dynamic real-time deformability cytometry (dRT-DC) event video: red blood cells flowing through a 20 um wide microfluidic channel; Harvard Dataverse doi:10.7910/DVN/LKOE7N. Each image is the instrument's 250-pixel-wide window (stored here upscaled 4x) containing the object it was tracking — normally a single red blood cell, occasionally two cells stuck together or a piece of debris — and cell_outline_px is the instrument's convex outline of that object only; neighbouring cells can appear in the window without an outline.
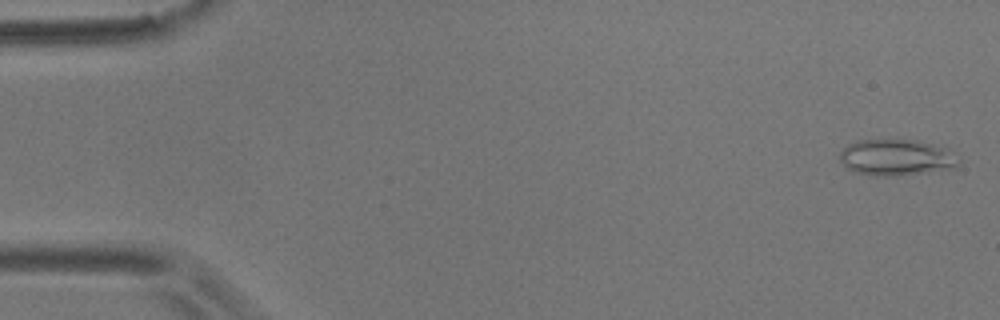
{"species": "common noctule bat (a hibernating species)", "species_latin": "Nyctalus noctula", "temperature_condition": "room temperature", "stored_images_in_passage": 56, "camera_frame_rate_fps": 3000, "um_per_image_px": 0.085, "animal": {"sex": "male", "body_mass_g": 17.9}, "frame": {"image": 1, "passage_image": 1, "time_ms": 0.0, "image_size_px": [1000, 320], "cell_outline_px": [[960, 164], [956, 168], [900, 176], [872, 176], [856, 172], [848, 168], [840, 160], [840, 152], [848, 144], [856, 140], [916, 140], [932, 144], [944, 148], [960, 160]], "centroid_in_image_um": [76.19, 13.4], "position_along_channel_um": 8.8, "area_um2": 25.09}}
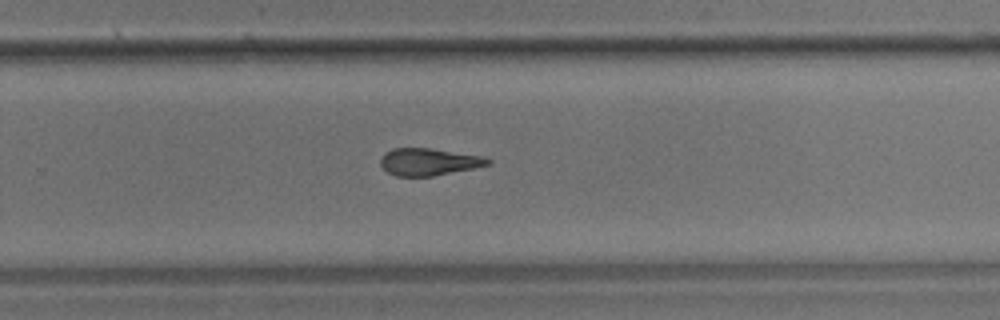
{"frame": {"image": 2, "passage_image": 36, "time_ms": 11.667, "image_size_px": [1000, 320], "cell_outline_px": [[492, 164], [432, 176], [396, 176], [388, 172], [380, 164], [380, 156], [384, 152], [392, 148], [432, 148], [484, 156], [492, 160]], "centroid_in_image_um": [36.44, 13.74], "position_along_channel_um": 293.4, "area_um2": 17.11}}
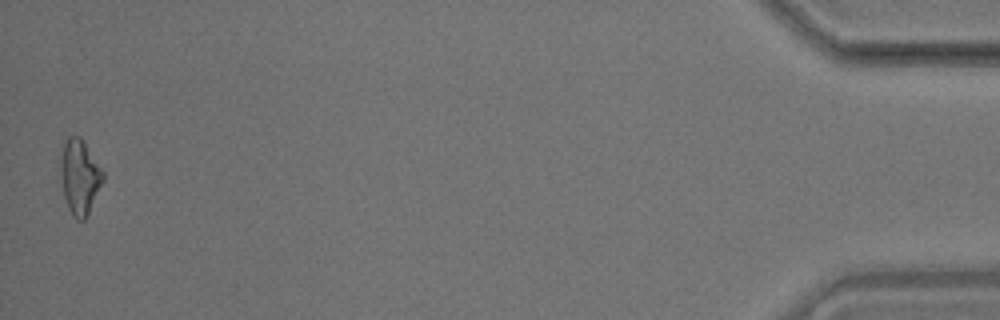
{"frame": {"image": 3, "passage_image": 55, "time_ms": 18.0, "image_size_px": [1000, 320], "cell_outline_px": [[104, 180], [84, 220], [76, 220], [72, 216], [68, 208], [64, 196], [60, 164], [60, 144], [68, 136], [80, 136], [84, 140], [104, 172]], "centroid_in_image_um": [6.76, 14.96], "position_along_channel_um": 428.4, "area_um2": 18.67}, "authors_computed_cell_mechanics": {"area_um2": 18.1203, "velocity_mm_per_s": 3.565, "shape_relaxation_time_tau1_ms": 9.9411, "shape_relaxation_time_tau2_ms": 3.0149, "deformation_change_tau1": 0.1967, "deformation_change_tau2": 0.1202}}